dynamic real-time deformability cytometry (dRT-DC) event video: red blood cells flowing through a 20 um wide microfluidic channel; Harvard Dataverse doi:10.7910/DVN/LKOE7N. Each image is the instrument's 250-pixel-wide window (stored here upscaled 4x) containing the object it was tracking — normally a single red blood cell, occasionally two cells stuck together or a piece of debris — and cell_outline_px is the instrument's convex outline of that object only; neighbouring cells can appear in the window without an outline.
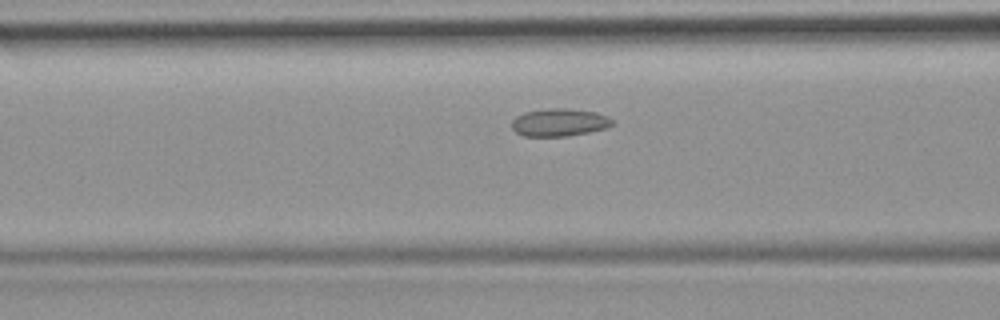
{"species": "common noctule bat (a hibernating species)", "species_latin": "Nyctalus noctula", "temperature_condition": "room temperature", "stored_images_in_passage": 43, "camera_frame_rate_fps": 3000, "um_per_image_px": 0.085, "animal": {"sex": "female", "body_mass_g": 19.9}, "frame": {"image": 1, "passage_image": 14, "time_ms": 4.333, "image_size_px": [1000, 320], "cell_outline_px": [[616, 124], [604, 128], [588, 132], [568, 136], [524, 136], [516, 132], [512, 128], [512, 120], [516, 116], [524, 112], [548, 108], [568, 108], [596, 112], [608, 116]], "centroid_in_image_um": [47.54, 10.39], "position_along_channel_um": 119.1, "area_um2": 16.3}}
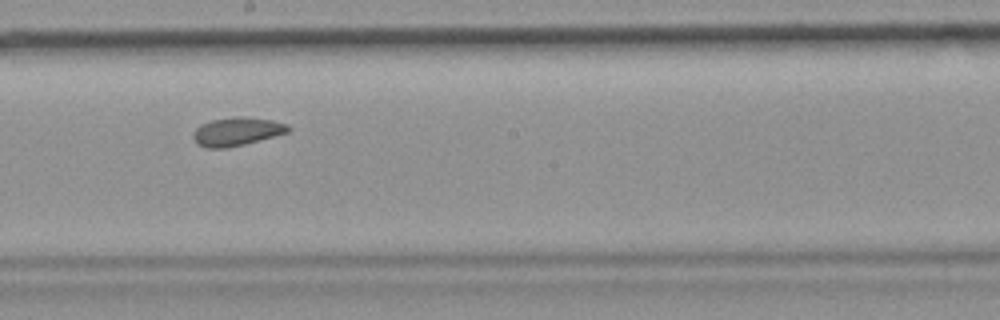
{"frame": {"image": 2, "passage_image": 22, "time_ms": 7.0, "image_size_px": [1000, 320], "cell_outline_px": [[292, 128], [288, 132], [244, 144], [224, 148], [204, 148], [196, 144], [192, 136], [196, 128], [200, 124], [212, 120], [236, 116], [240, 116], [272, 120], [288, 124]], "centroid_in_image_um": [20.11, 11.18], "position_along_channel_um": 228.1, "area_um2": 15.72}}
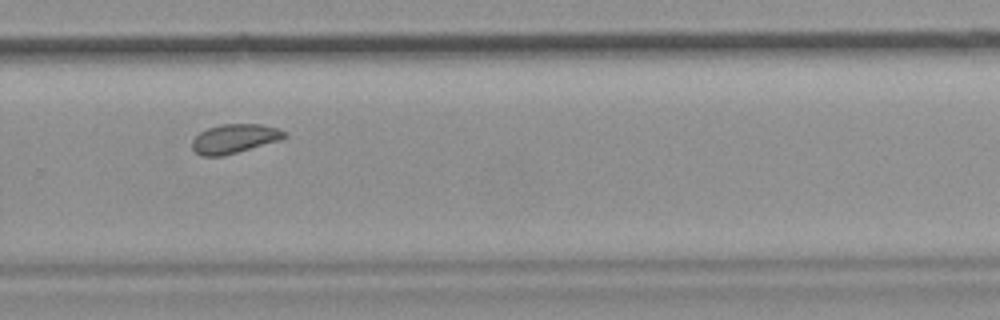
{"frame": {"image": 3, "passage_image": 28, "time_ms": 9.0, "image_size_px": [1000, 320], "cell_outline_px": [[288, 136], [280, 140], [224, 156], [200, 156], [192, 148], [192, 140], [200, 132], [208, 128], [220, 124], [260, 124], [276, 128], [288, 132]], "centroid_in_image_um": [19.94, 11.79], "position_along_channel_um": 309.9, "area_um2": 15.72}}